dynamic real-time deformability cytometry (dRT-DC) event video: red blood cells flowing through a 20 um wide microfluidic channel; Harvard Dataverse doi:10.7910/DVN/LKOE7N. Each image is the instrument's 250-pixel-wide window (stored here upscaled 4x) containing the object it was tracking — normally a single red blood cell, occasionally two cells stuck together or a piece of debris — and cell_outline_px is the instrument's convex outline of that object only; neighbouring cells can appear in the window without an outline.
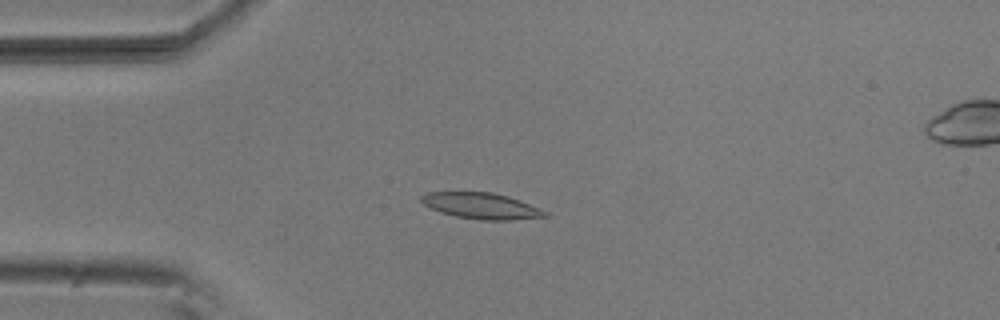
{"species": "common noctule bat (a hibernating species)", "species_latin": "Nyctalus noctula", "temperature_condition": "room temperature", "stored_images_in_passage": 52, "camera_frame_rate_fps": 3000, "um_per_image_px": 0.085, "animal": {"sex": "male", "body_mass_g": 20.5, "forearm_length_mm": 52.5}, "frame": {"image": 1, "passage_image": 12, "time_ms": 3.667, "image_size_px": [1000, 320], "cell_outline_px": [[552, 216], [512, 220], [480, 220], [456, 216], [440, 212], [424, 204], [420, 200], [420, 196], [428, 192], [492, 192], [508, 196], [520, 200], [548, 212]], "centroid_in_image_um": [40.95, 17.5], "position_along_channel_um": 44.1, "area_um2": 18.84}}
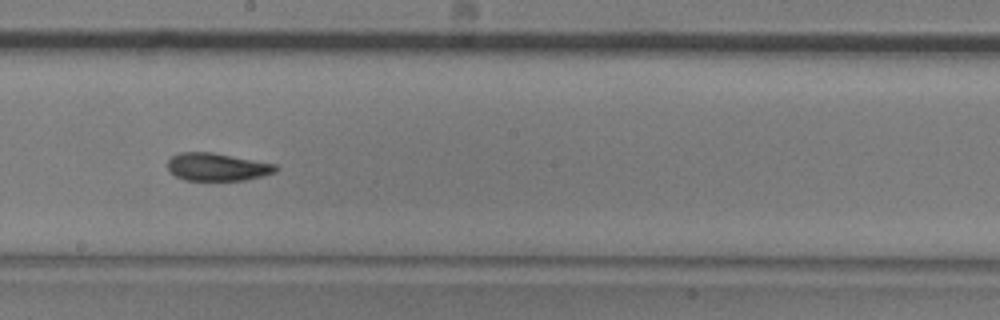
{"frame": {"image": 2, "passage_image": 28, "time_ms": 9.0, "image_size_px": [1000, 320], "cell_outline_px": [[280, 168], [276, 172], [264, 176], [244, 180], [184, 180], [176, 176], [168, 168], [168, 160], [172, 156], [180, 152], [212, 152], [276, 164]], "centroid_in_image_um": [18.5, 14.19], "position_along_channel_um": 229.7, "area_um2": 17.51}}
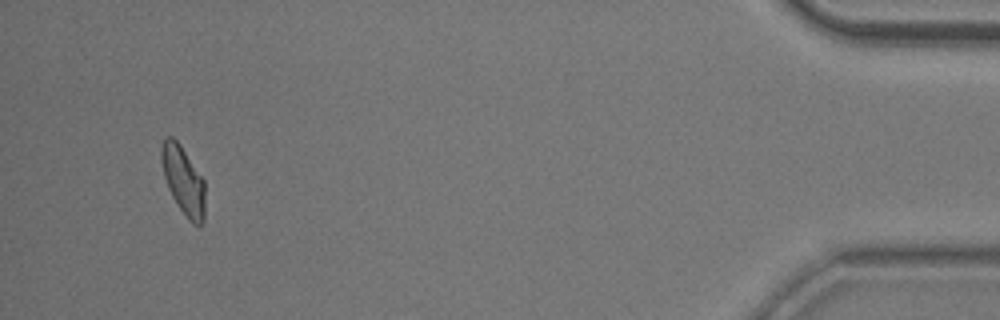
{"frame": {"image": 3, "passage_image": 49, "time_ms": 16.0, "image_size_px": [1000, 320], "cell_outline_px": [[204, 220], [200, 228], [192, 224], [188, 220], [176, 204], [168, 188], [164, 176], [160, 160], [160, 148], [164, 136], [172, 136], [180, 144], [204, 180]], "centroid_in_image_um": [15.56, 15.35], "position_along_channel_um": 419.6, "area_um2": 17.63}, "authors_computed_cell_mechanics": {"area_um2": 17.8891, "velocity_mm_per_s": 3.8064, "shape_relaxation_time_tau1_ms": 4.3482, "shape_relaxation_time_tau2_ms": 1.9166, "deformation_change_tau1": 0.131, "deformation_change_tau2": 0.082}}